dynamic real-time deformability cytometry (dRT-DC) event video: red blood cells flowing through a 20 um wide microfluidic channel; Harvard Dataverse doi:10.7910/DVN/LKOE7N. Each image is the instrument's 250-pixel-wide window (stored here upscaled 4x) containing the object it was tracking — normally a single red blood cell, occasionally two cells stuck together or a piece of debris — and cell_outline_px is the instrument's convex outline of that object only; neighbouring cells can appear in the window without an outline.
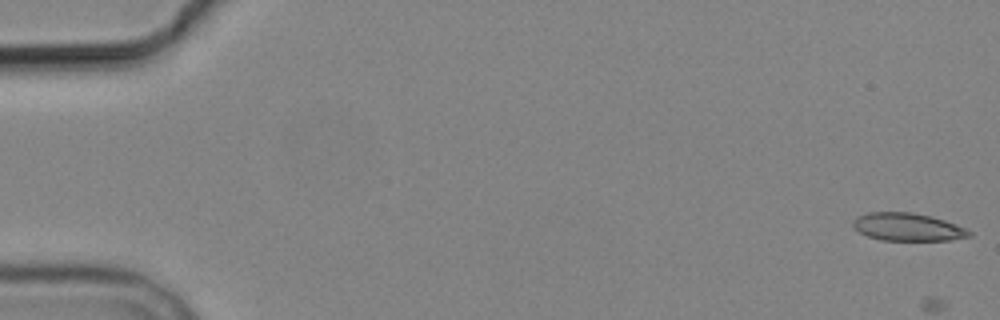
{"species": "common noctule bat (a hibernating species)", "species_latin": "Nyctalus noctula", "temperature_condition": "cold", "stored_images_in_passage": 6, "camera_frame_rate_fps": 3000, "um_per_image_px": 0.085, "animal": {"sex": "male", "body_mass_g": 19.2, "forearm_length_mm": 51.8}, "frame": {"image": 1, "passage_image": 1, "time_ms": 0.0, "image_size_px": [1000, 320], "cell_outline_px": [[972, 236], [948, 240], [880, 240], [868, 236], [860, 232], [852, 224], [852, 220], [856, 216], [868, 212], [912, 212], [932, 216], [944, 220], [964, 228], [972, 232]], "centroid_in_image_um": [77.13, 19.28], "position_along_channel_um": 7.9, "area_um2": 18.79}}